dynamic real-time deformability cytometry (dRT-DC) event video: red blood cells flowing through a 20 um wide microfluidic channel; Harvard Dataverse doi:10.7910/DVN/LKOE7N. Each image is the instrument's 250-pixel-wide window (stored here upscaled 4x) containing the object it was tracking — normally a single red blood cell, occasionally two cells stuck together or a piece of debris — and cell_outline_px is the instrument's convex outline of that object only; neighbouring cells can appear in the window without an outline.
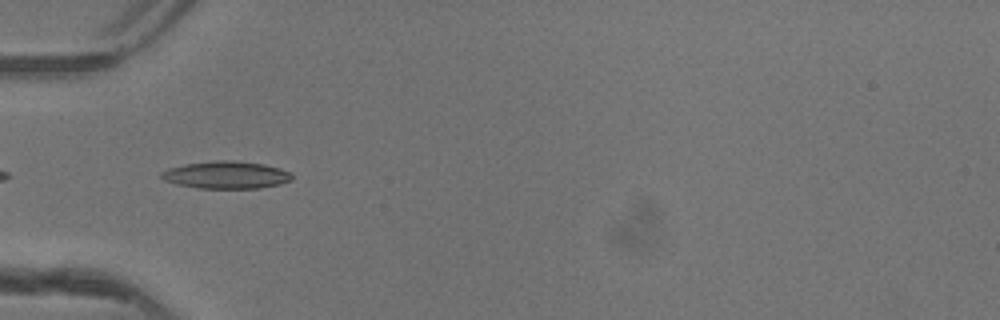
{"species": "common noctule bat (a hibernating species)", "species_latin": "Nyctalus noctula", "temperature_condition": "warm", "stored_images_in_passage": 35, "camera_frame_rate_fps": 3000, "um_per_image_px": 0.085, "animal": {"sex": "female"}, "frame": {"image": 1, "passage_image": 2, "time_ms": 0.333, "image_size_px": [1000, 320], "cell_outline_px": [[292, 180], [280, 184], [260, 188], [200, 188], [176, 184], [164, 180], [160, 176], [160, 172], [168, 168], [184, 164], [216, 160], [232, 160], [264, 164], [280, 168], [292, 172]], "centroid_in_image_um": [19.23, 14.86], "position_along_channel_um": 65.8, "area_um2": 20.98}}
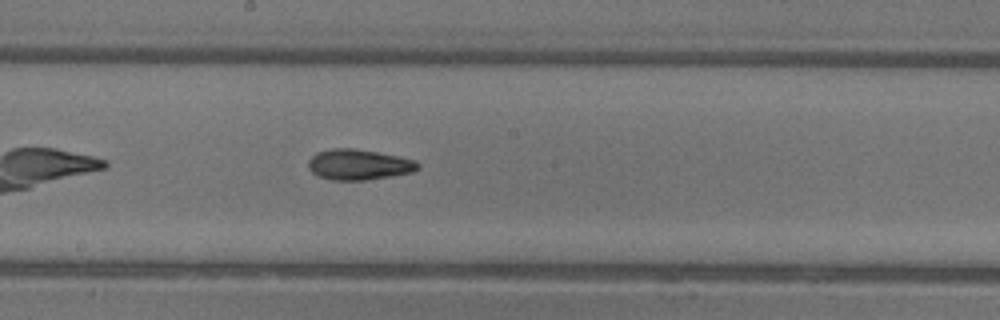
{"frame": {"image": 2, "passage_image": 13, "time_ms": 4.0, "image_size_px": [1000, 320], "cell_outline_px": [[420, 168], [412, 172], [364, 180], [332, 180], [320, 176], [312, 172], [308, 168], [308, 160], [316, 152], [332, 148], [352, 148], [400, 156], [416, 160], [420, 164]], "centroid_in_image_um": [30.49, 13.98], "position_along_channel_um": 217.7, "area_um2": 19.48}}
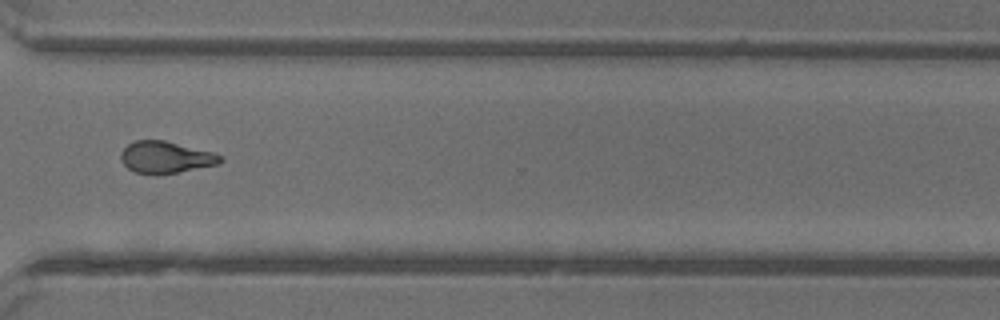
{"frame": {"image": 3, "passage_image": 23, "time_ms": 7.333, "image_size_px": [1000, 320], "cell_outline_px": [[224, 160], [220, 164], [156, 176], [136, 172], [128, 168], [120, 160], [120, 152], [128, 144], [136, 140], [164, 140], [212, 152], [220, 156]], "centroid_in_image_um": [14.06, 13.38], "position_along_channel_um": 356.5, "area_um2": 18.55}, "authors_computed_cell_mechanics": {"area_um2": 18.496, "velocity_mm_per_s": 4.1763, "shape_relaxation_time_tau1_ms": 10.1709, "shape_relaxation_time_tau2_ms": 2.9463, "deformation_change_tau1": 0.2479, "deformation_change_tau2": 0.1076}}